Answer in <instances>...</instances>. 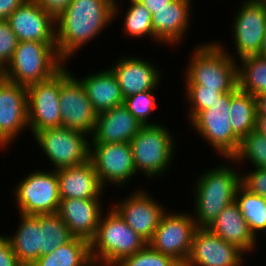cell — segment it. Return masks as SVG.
<instances>
[{
	"label": "cell",
	"mask_w": 266,
	"mask_h": 266,
	"mask_svg": "<svg viewBox=\"0 0 266 266\" xmlns=\"http://www.w3.org/2000/svg\"><path fill=\"white\" fill-rule=\"evenodd\" d=\"M119 5L116 0H71L55 17L56 49L66 65L120 16L123 7Z\"/></svg>",
	"instance_id": "obj_1"
},
{
	"label": "cell",
	"mask_w": 266,
	"mask_h": 266,
	"mask_svg": "<svg viewBox=\"0 0 266 266\" xmlns=\"http://www.w3.org/2000/svg\"><path fill=\"white\" fill-rule=\"evenodd\" d=\"M225 160L226 163L203 170L194 180L192 216L197 228H208L221 211L235 201L241 171L232 165V159Z\"/></svg>",
	"instance_id": "obj_2"
},
{
	"label": "cell",
	"mask_w": 266,
	"mask_h": 266,
	"mask_svg": "<svg viewBox=\"0 0 266 266\" xmlns=\"http://www.w3.org/2000/svg\"><path fill=\"white\" fill-rule=\"evenodd\" d=\"M225 48L218 40L195 46L184 69V85L233 91L238 86L237 60L229 56Z\"/></svg>",
	"instance_id": "obj_3"
},
{
	"label": "cell",
	"mask_w": 266,
	"mask_h": 266,
	"mask_svg": "<svg viewBox=\"0 0 266 266\" xmlns=\"http://www.w3.org/2000/svg\"><path fill=\"white\" fill-rule=\"evenodd\" d=\"M107 209L102 213L96 234L90 241V254L95 266H114L148 244L111 206Z\"/></svg>",
	"instance_id": "obj_4"
},
{
	"label": "cell",
	"mask_w": 266,
	"mask_h": 266,
	"mask_svg": "<svg viewBox=\"0 0 266 266\" xmlns=\"http://www.w3.org/2000/svg\"><path fill=\"white\" fill-rule=\"evenodd\" d=\"M65 65L56 43L19 41L11 61L3 69V77L27 88L52 78Z\"/></svg>",
	"instance_id": "obj_5"
},
{
	"label": "cell",
	"mask_w": 266,
	"mask_h": 266,
	"mask_svg": "<svg viewBox=\"0 0 266 266\" xmlns=\"http://www.w3.org/2000/svg\"><path fill=\"white\" fill-rule=\"evenodd\" d=\"M160 123L142 126L129 142L137 174L145 176L150 182L169 171L176 154L175 134Z\"/></svg>",
	"instance_id": "obj_6"
},
{
	"label": "cell",
	"mask_w": 266,
	"mask_h": 266,
	"mask_svg": "<svg viewBox=\"0 0 266 266\" xmlns=\"http://www.w3.org/2000/svg\"><path fill=\"white\" fill-rule=\"evenodd\" d=\"M238 86L225 93L218 102L202 111H198L190 120L187 119L195 133L211 146L221 158L231 159L238 151L241 140L233 133L230 124L231 96Z\"/></svg>",
	"instance_id": "obj_7"
},
{
	"label": "cell",
	"mask_w": 266,
	"mask_h": 266,
	"mask_svg": "<svg viewBox=\"0 0 266 266\" xmlns=\"http://www.w3.org/2000/svg\"><path fill=\"white\" fill-rule=\"evenodd\" d=\"M25 176L12 190L18 212L23 215L57 213L61 201L57 170L36 169Z\"/></svg>",
	"instance_id": "obj_8"
},
{
	"label": "cell",
	"mask_w": 266,
	"mask_h": 266,
	"mask_svg": "<svg viewBox=\"0 0 266 266\" xmlns=\"http://www.w3.org/2000/svg\"><path fill=\"white\" fill-rule=\"evenodd\" d=\"M37 147L52 164V170H59L82 164L89 160L90 136L64 127L38 131L33 136ZM39 145V146H38Z\"/></svg>",
	"instance_id": "obj_9"
},
{
	"label": "cell",
	"mask_w": 266,
	"mask_h": 266,
	"mask_svg": "<svg viewBox=\"0 0 266 266\" xmlns=\"http://www.w3.org/2000/svg\"><path fill=\"white\" fill-rule=\"evenodd\" d=\"M181 212L166 211L148 244L183 266L190 254L197 226L192 213Z\"/></svg>",
	"instance_id": "obj_10"
},
{
	"label": "cell",
	"mask_w": 266,
	"mask_h": 266,
	"mask_svg": "<svg viewBox=\"0 0 266 266\" xmlns=\"http://www.w3.org/2000/svg\"><path fill=\"white\" fill-rule=\"evenodd\" d=\"M238 6V10H235L236 14L232 16L233 23L231 24L236 53L229 52L228 48L225 49L234 60L248 55H257L266 32L265 0H244Z\"/></svg>",
	"instance_id": "obj_11"
},
{
	"label": "cell",
	"mask_w": 266,
	"mask_h": 266,
	"mask_svg": "<svg viewBox=\"0 0 266 266\" xmlns=\"http://www.w3.org/2000/svg\"><path fill=\"white\" fill-rule=\"evenodd\" d=\"M89 159L104 188L109 184L126 188L137 175L130 143H90Z\"/></svg>",
	"instance_id": "obj_12"
},
{
	"label": "cell",
	"mask_w": 266,
	"mask_h": 266,
	"mask_svg": "<svg viewBox=\"0 0 266 266\" xmlns=\"http://www.w3.org/2000/svg\"><path fill=\"white\" fill-rule=\"evenodd\" d=\"M65 65L61 69L59 94L62 127L81 131L89 136L94 131L97 113L84 86Z\"/></svg>",
	"instance_id": "obj_13"
},
{
	"label": "cell",
	"mask_w": 266,
	"mask_h": 266,
	"mask_svg": "<svg viewBox=\"0 0 266 266\" xmlns=\"http://www.w3.org/2000/svg\"><path fill=\"white\" fill-rule=\"evenodd\" d=\"M60 90L61 70L52 78L27 87L28 125L32 137L38 131L62 127Z\"/></svg>",
	"instance_id": "obj_14"
},
{
	"label": "cell",
	"mask_w": 266,
	"mask_h": 266,
	"mask_svg": "<svg viewBox=\"0 0 266 266\" xmlns=\"http://www.w3.org/2000/svg\"><path fill=\"white\" fill-rule=\"evenodd\" d=\"M145 189H136L126 197L110 205L121 218L149 242L159 225L162 215L168 210ZM167 209V210H166Z\"/></svg>",
	"instance_id": "obj_15"
},
{
	"label": "cell",
	"mask_w": 266,
	"mask_h": 266,
	"mask_svg": "<svg viewBox=\"0 0 266 266\" xmlns=\"http://www.w3.org/2000/svg\"><path fill=\"white\" fill-rule=\"evenodd\" d=\"M28 125L27 88L0 78V138L8 145L19 138ZM12 142V143H11Z\"/></svg>",
	"instance_id": "obj_16"
},
{
	"label": "cell",
	"mask_w": 266,
	"mask_h": 266,
	"mask_svg": "<svg viewBox=\"0 0 266 266\" xmlns=\"http://www.w3.org/2000/svg\"><path fill=\"white\" fill-rule=\"evenodd\" d=\"M246 256L208 228H197L190 254L183 266H244Z\"/></svg>",
	"instance_id": "obj_17"
},
{
	"label": "cell",
	"mask_w": 266,
	"mask_h": 266,
	"mask_svg": "<svg viewBox=\"0 0 266 266\" xmlns=\"http://www.w3.org/2000/svg\"><path fill=\"white\" fill-rule=\"evenodd\" d=\"M120 56L108 68L116 76L124 98L147 90L157 91L163 78L157 65L137 55Z\"/></svg>",
	"instance_id": "obj_18"
},
{
	"label": "cell",
	"mask_w": 266,
	"mask_h": 266,
	"mask_svg": "<svg viewBox=\"0 0 266 266\" xmlns=\"http://www.w3.org/2000/svg\"><path fill=\"white\" fill-rule=\"evenodd\" d=\"M6 21L19 41L56 43L55 17L34 0H27Z\"/></svg>",
	"instance_id": "obj_19"
},
{
	"label": "cell",
	"mask_w": 266,
	"mask_h": 266,
	"mask_svg": "<svg viewBox=\"0 0 266 266\" xmlns=\"http://www.w3.org/2000/svg\"><path fill=\"white\" fill-rule=\"evenodd\" d=\"M194 0H173L168 6L157 10L152 15V28L155 44H166L175 47L182 45L192 21V5Z\"/></svg>",
	"instance_id": "obj_20"
},
{
	"label": "cell",
	"mask_w": 266,
	"mask_h": 266,
	"mask_svg": "<svg viewBox=\"0 0 266 266\" xmlns=\"http://www.w3.org/2000/svg\"><path fill=\"white\" fill-rule=\"evenodd\" d=\"M103 199H61L58 214L74 237L91 241L103 213Z\"/></svg>",
	"instance_id": "obj_21"
},
{
	"label": "cell",
	"mask_w": 266,
	"mask_h": 266,
	"mask_svg": "<svg viewBox=\"0 0 266 266\" xmlns=\"http://www.w3.org/2000/svg\"><path fill=\"white\" fill-rule=\"evenodd\" d=\"M141 127V123L121 104L97 114L90 143H129Z\"/></svg>",
	"instance_id": "obj_22"
},
{
	"label": "cell",
	"mask_w": 266,
	"mask_h": 266,
	"mask_svg": "<svg viewBox=\"0 0 266 266\" xmlns=\"http://www.w3.org/2000/svg\"><path fill=\"white\" fill-rule=\"evenodd\" d=\"M57 179L60 199H103V194H106L90 159L57 170Z\"/></svg>",
	"instance_id": "obj_23"
},
{
	"label": "cell",
	"mask_w": 266,
	"mask_h": 266,
	"mask_svg": "<svg viewBox=\"0 0 266 266\" xmlns=\"http://www.w3.org/2000/svg\"><path fill=\"white\" fill-rule=\"evenodd\" d=\"M208 229L226 242L236 246L244 254L252 253L258 247L259 240L250 231L248 223L235 201L221 211Z\"/></svg>",
	"instance_id": "obj_24"
},
{
	"label": "cell",
	"mask_w": 266,
	"mask_h": 266,
	"mask_svg": "<svg viewBox=\"0 0 266 266\" xmlns=\"http://www.w3.org/2000/svg\"><path fill=\"white\" fill-rule=\"evenodd\" d=\"M92 73L79 78V80L97 114L124 104L121 88L116 76L109 68Z\"/></svg>",
	"instance_id": "obj_25"
},
{
	"label": "cell",
	"mask_w": 266,
	"mask_h": 266,
	"mask_svg": "<svg viewBox=\"0 0 266 266\" xmlns=\"http://www.w3.org/2000/svg\"><path fill=\"white\" fill-rule=\"evenodd\" d=\"M19 225L13 235H5L22 266H32L41 256V228L39 215L18 213Z\"/></svg>",
	"instance_id": "obj_26"
},
{
	"label": "cell",
	"mask_w": 266,
	"mask_h": 266,
	"mask_svg": "<svg viewBox=\"0 0 266 266\" xmlns=\"http://www.w3.org/2000/svg\"><path fill=\"white\" fill-rule=\"evenodd\" d=\"M32 266H95L90 254V242L74 237L51 253L40 256Z\"/></svg>",
	"instance_id": "obj_27"
},
{
	"label": "cell",
	"mask_w": 266,
	"mask_h": 266,
	"mask_svg": "<svg viewBox=\"0 0 266 266\" xmlns=\"http://www.w3.org/2000/svg\"><path fill=\"white\" fill-rule=\"evenodd\" d=\"M229 116L233 133L242 140L252 130L256 129V97L238 89L231 96Z\"/></svg>",
	"instance_id": "obj_28"
},
{
	"label": "cell",
	"mask_w": 266,
	"mask_h": 266,
	"mask_svg": "<svg viewBox=\"0 0 266 266\" xmlns=\"http://www.w3.org/2000/svg\"><path fill=\"white\" fill-rule=\"evenodd\" d=\"M237 78L243 92L254 97L266 92V58L248 55L237 60Z\"/></svg>",
	"instance_id": "obj_29"
},
{
	"label": "cell",
	"mask_w": 266,
	"mask_h": 266,
	"mask_svg": "<svg viewBox=\"0 0 266 266\" xmlns=\"http://www.w3.org/2000/svg\"><path fill=\"white\" fill-rule=\"evenodd\" d=\"M235 203L239 206L253 235L258 239L261 235L259 233L266 235V199L240 185L235 195Z\"/></svg>",
	"instance_id": "obj_30"
},
{
	"label": "cell",
	"mask_w": 266,
	"mask_h": 266,
	"mask_svg": "<svg viewBox=\"0 0 266 266\" xmlns=\"http://www.w3.org/2000/svg\"><path fill=\"white\" fill-rule=\"evenodd\" d=\"M39 225L41 228V256L51 253L74 238L58 213L40 214Z\"/></svg>",
	"instance_id": "obj_31"
},
{
	"label": "cell",
	"mask_w": 266,
	"mask_h": 266,
	"mask_svg": "<svg viewBox=\"0 0 266 266\" xmlns=\"http://www.w3.org/2000/svg\"><path fill=\"white\" fill-rule=\"evenodd\" d=\"M123 22V33L133 39H144L149 37L155 43V34L152 28V15L139 3L138 0H129L128 9L126 8Z\"/></svg>",
	"instance_id": "obj_32"
},
{
	"label": "cell",
	"mask_w": 266,
	"mask_h": 266,
	"mask_svg": "<svg viewBox=\"0 0 266 266\" xmlns=\"http://www.w3.org/2000/svg\"><path fill=\"white\" fill-rule=\"evenodd\" d=\"M231 159L234 165L246 161L252 165L251 168H266V136L257 129L252 130L241 140L237 153Z\"/></svg>",
	"instance_id": "obj_33"
},
{
	"label": "cell",
	"mask_w": 266,
	"mask_h": 266,
	"mask_svg": "<svg viewBox=\"0 0 266 266\" xmlns=\"http://www.w3.org/2000/svg\"><path fill=\"white\" fill-rule=\"evenodd\" d=\"M155 93V90H147L124 98V105L142 126L159 124L150 119L158 107Z\"/></svg>",
	"instance_id": "obj_34"
},
{
	"label": "cell",
	"mask_w": 266,
	"mask_h": 266,
	"mask_svg": "<svg viewBox=\"0 0 266 266\" xmlns=\"http://www.w3.org/2000/svg\"><path fill=\"white\" fill-rule=\"evenodd\" d=\"M230 91H216L202 85H185L184 98L188 105L187 118L190 120L198 111L211 108V105Z\"/></svg>",
	"instance_id": "obj_35"
},
{
	"label": "cell",
	"mask_w": 266,
	"mask_h": 266,
	"mask_svg": "<svg viewBox=\"0 0 266 266\" xmlns=\"http://www.w3.org/2000/svg\"><path fill=\"white\" fill-rule=\"evenodd\" d=\"M114 266H181L168 255L154 250L147 244L141 251L123 258Z\"/></svg>",
	"instance_id": "obj_36"
},
{
	"label": "cell",
	"mask_w": 266,
	"mask_h": 266,
	"mask_svg": "<svg viewBox=\"0 0 266 266\" xmlns=\"http://www.w3.org/2000/svg\"><path fill=\"white\" fill-rule=\"evenodd\" d=\"M18 38L5 20H0V68L3 70L11 61Z\"/></svg>",
	"instance_id": "obj_37"
},
{
	"label": "cell",
	"mask_w": 266,
	"mask_h": 266,
	"mask_svg": "<svg viewBox=\"0 0 266 266\" xmlns=\"http://www.w3.org/2000/svg\"><path fill=\"white\" fill-rule=\"evenodd\" d=\"M241 171V185L253 194L266 199V168Z\"/></svg>",
	"instance_id": "obj_38"
},
{
	"label": "cell",
	"mask_w": 266,
	"mask_h": 266,
	"mask_svg": "<svg viewBox=\"0 0 266 266\" xmlns=\"http://www.w3.org/2000/svg\"><path fill=\"white\" fill-rule=\"evenodd\" d=\"M0 266H22L14 254L10 241L0 233Z\"/></svg>",
	"instance_id": "obj_39"
},
{
	"label": "cell",
	"mask_w": 266,
	"mask_h": 266,
	"mask_svg": "<svg viewBox=\"0 0 266 266\" xmlns=\"http://www.w3.org/2000/svg\"><path fill=\"white\" fill-rule=\"evenodd\" d=\"M45 11H48L54 17L58 16L70 4L71 0H34Z\"/></svg>",
	"instance_id": "obj_40"
},
{
	"label": "cell",
	"mask_w": 266,
	"mask_h": 266,
	"mask_svg": "<svg viewBox=\"0 0 266 266\" xmlns=\"http://www.w3.org/2000/svg\"><path fill=\"white\" fill-rule=\"evenodd\" d=\"M27 0H0V20H7L8 17Z\"/></svg>",
	"instance_id": "obj_41"
},
{
	"label": "cell",
	"mask_w": 266,
	"mask_h": 266,
	"mask_svg": "<svg viewBox=\"0 0 266 266\" xmlns=\"http://www.w3.org/2000/svg\"><path fill=\"white\" fill-rule=\"evenodd\" d=\"M146 9L151 13V15L157 13V10L168 6L173 0H138Z\"/></svg>",
	"instance_id": "obj_42"
},
{
	"label": "cell",
	"mask_w": 266,
	"mask_h": 266,
	"mask_svg": "<svg viewBox=\"0 0 266 266\" xmlns=\"http://www.w3.org/2000/svg\"><path fill=\"white\" fill-rule=\"evenodd\" d=\"M257 115H266V92L256 96Z\"/></svg>",
	"instance_id": "obj_43"
},
{
	"label": "cell",
	"mask_w": 266,
	"mask_h": 266,
	"mask_svg": "<svg viewBox=\"0 0 266 266\" xmlns=\"http://www.w3.org/2000/svg\"><path fill=\"white\" fill-rule=\"evenodd\" d=\"M256 129L266 136V115H257Z\"/></svg>",
	"instance_id": "obj_44"
},
{
	"label": "cell",
	"mask_w": 266,
	"mask_h": 266,
	"mask_svg": "<svg viewBox=\"0 0 266 266\" xmlns=\"http://www.w3.org/2000/svg\"><path fill=\"white\" fill-rule=\"evenodd\" d=\"M257 55L266 58V32H265L264 38L262 40L261 48H260Z\"/></svg>",
	"instance_id": "obj_45"
},
{
	"label": "cell",
	"mask_w": 266,
	"mask_h": 266,
	"mask_svg": "<svg viewBox=\"0 0 266 266\" xmlns=\"http://www.w3.org/2000/svg\"><path fill=\"white\" fill-rule=\"evenodd\" d=\"M9 146L0 138V149L1 150H7Z\"/></svg>",
	"instance_id": "obj_46"
},
{
	"label": "cell",
	"mask_w": 266,
	"mask_h": 266,
	"mask_svg": "<svg viewBox=\"0 0 266 266\" xmlns=\"http://www.w3.org/2000/svg\"><path fill=\"white\" fill-rule=\"evenodd\" d=\"M3 76V70L0 68V78Z\"/></svg>",
	"instance_id": "obj_47"
}]
</instances>
